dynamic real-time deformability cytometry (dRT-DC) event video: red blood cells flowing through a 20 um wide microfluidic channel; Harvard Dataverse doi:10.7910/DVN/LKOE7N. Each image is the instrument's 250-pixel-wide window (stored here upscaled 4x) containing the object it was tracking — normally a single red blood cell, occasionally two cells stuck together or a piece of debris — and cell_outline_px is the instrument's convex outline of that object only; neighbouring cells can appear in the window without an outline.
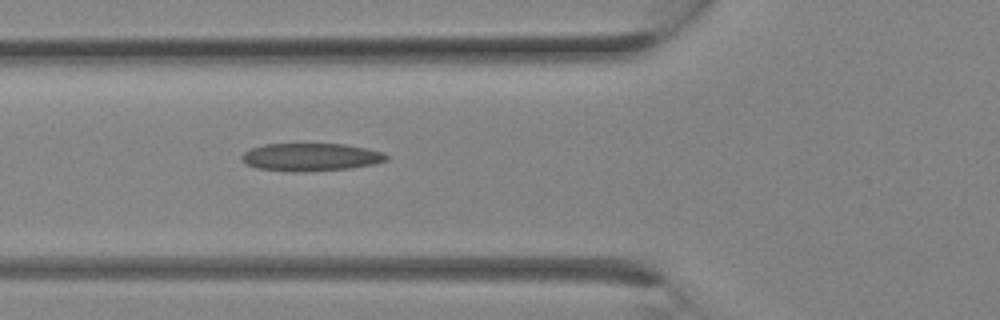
{"species": "Egyptian fruit bat (a non-hibernating species)", "species_latin": "Rousettus aegyptiacus", "temperature_condition": "room temperature", "stored_images_in_passage": 3, "camera_frame_rate_fps": 3000, "um_per_image_px": 0.085, "animal": {"sex": "female"}, "frame": {"image": 1, "passage_image": 3, "time_ms": 0.667, "image_size_px": [1000, 320], "cell_outline_px": [[388, 160], [372, 164], [352, 168], [296, 172], [292, 172], [256, 168], [240, 160], [240, 156], [244, 152], [252, 148], [264, 144], [344, 144], [384, 152], [388, 156]], "centroid_in_image_um": [26.39, 13.35], "position_along_channel_um": 99.4, "area_um2": 23.41}}